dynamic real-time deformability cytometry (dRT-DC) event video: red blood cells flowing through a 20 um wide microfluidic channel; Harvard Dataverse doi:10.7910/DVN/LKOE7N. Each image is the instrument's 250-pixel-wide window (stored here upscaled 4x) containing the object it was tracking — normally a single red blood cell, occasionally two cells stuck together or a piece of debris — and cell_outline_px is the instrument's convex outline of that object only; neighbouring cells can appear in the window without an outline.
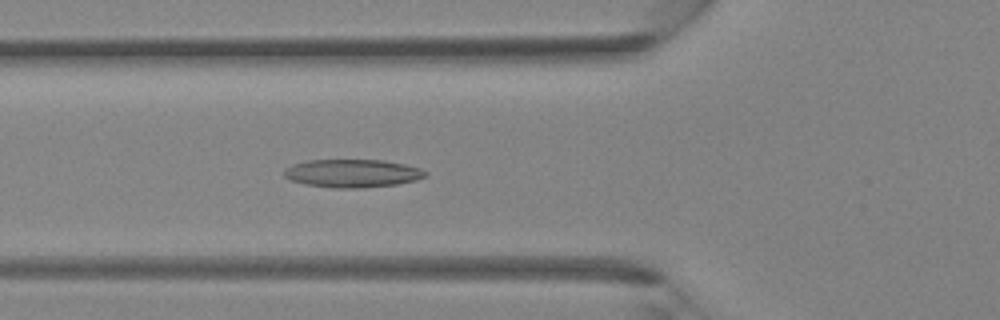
{"species": "Egyptian fruit bat (a non-hibernating species)", "species_latin": "Rousettus aegyptiacus", "temperature_condition": "room temperature", "stored_images_in_passage": 41, "camera_frame_rate_fps": 3000, "um_per_image_px": 0.085, "animal": {"sex": "female"}, "frame": {"image": 1, "passage_image": 14, "time_ms": 4.333, "image_size_px": [1000, 320], "cell_outline_px": [[428, 176], [416, 180], [396, 184], [364, 188], [336, 188], [304, 184], [292, 180], [284, 176], [284, 168], [292, 164], [308, 160], [384, 160], [404, 164], [420, 168], [428, 172]], "centroid_in_image_um": [29.97, 14.73], "position_along_channel_um": 95.8, "area_um2": 23.24}}
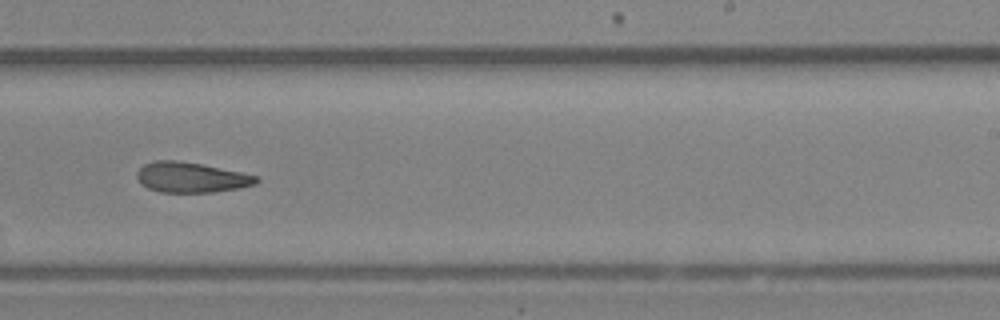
{"frame": {"image": 2, "passage_image": 25, "time_ms": 8.0, "image_size_px": [1000, 320], "cell_outline_px": [[260, 180], [256, 184], [236, 188], [212, 192], [160, 192], [148, 188], [136, 176], [136, 172], [144, 164], [156, 160], [176, 160], [200, 164], [260, 176]], "centroid_in_image_um": [16.26, 15.07], "position_along_channel_um": 272.7, "area_um2": 20.81}}
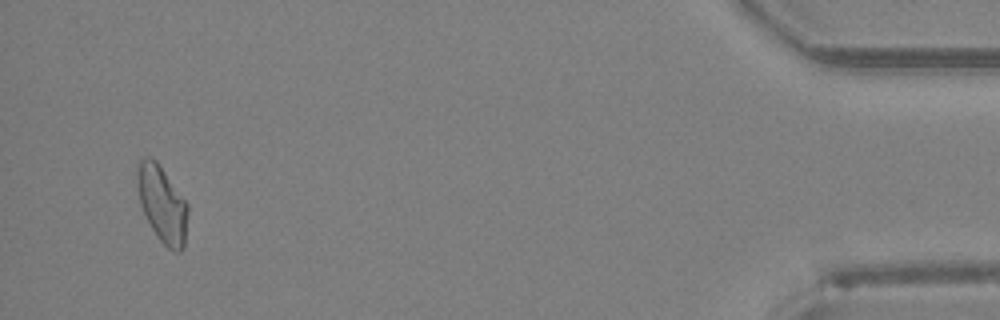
{"frame": {"image": 3, "passage_image": 39, "time_ms": 12.667, "image_size_px": [1000, 320], "cell_outline_px": [[188, 212], [184, 248], [180, 252], [172, 252], [160, 240], [152, 228], [140, 204], [136, 184], [136, 164], [144, 156], [148, 156], [156, 160], [188, 204]], "centroid_in_image_um": [13.77, 17.33], "position_along_channel_um": 421.4, "area_um2": 22.66}}